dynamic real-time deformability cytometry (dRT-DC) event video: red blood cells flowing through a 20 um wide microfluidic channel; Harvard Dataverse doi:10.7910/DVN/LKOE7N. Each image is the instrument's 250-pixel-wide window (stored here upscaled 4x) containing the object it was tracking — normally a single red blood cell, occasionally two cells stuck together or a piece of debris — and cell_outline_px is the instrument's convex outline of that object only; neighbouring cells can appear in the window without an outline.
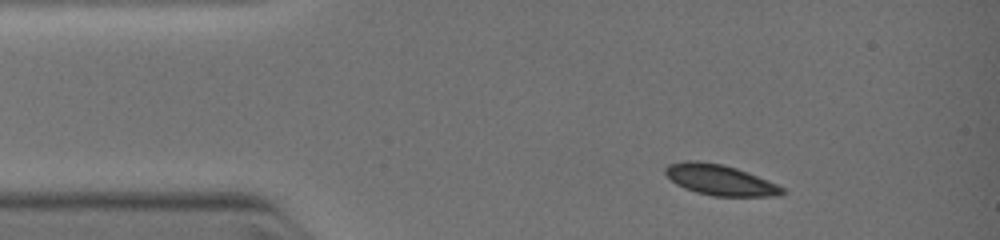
{"species": "common noctule bat (a hibernating species)", "species_latin": "Nyctalus noctula", "temperature_condition": "warm", "stored_images_in_passage": 6, "camera_frame_rate_fps": 3000, "um_per_image_px": 0.085, "animal": {"sex": "female", "body_mass_g": 19.0, "forearm_length_mm": 51.5}, "frame": {"image": 1, "passage_image": 1, "time_ms": 0.0, "image_size_px": [1000, 240], "cell_outline_px": [[784, 192], [780, 196], [712, 196], [696, 192], [684, 188], [676, 184], [664, 172], [664, 168], [668, 164], [720, 164], [736, 168], [748, 172], [768, 180], [784, 188]], "centroid_in_image_um": [61.29, 15.36], "position_along_channel_um": 23.7, "area_um2": 19.94}}
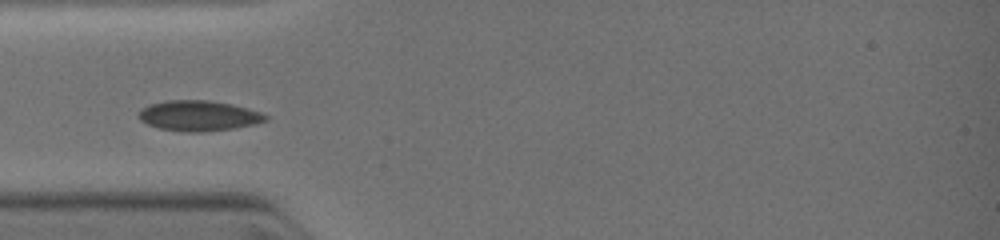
{"frame": {"image": 2, "passage_image": 4, "time_ms": 2.0, "image_size_px": [1000, 240], "cell_outline_px": [[268, 120], [236, 128], [200, 132], [188, 132], [160, 128], [148, 124], [140, 120], [140, 112], [148, 104], [168, 100], [208, 100], [232, 104], [248, 108], [260, 112], [268, 116]], "centroid_in_image_um": [16.91, 9.83], "position_along_channel_um": 68.1, "area_um2": 22.25}}
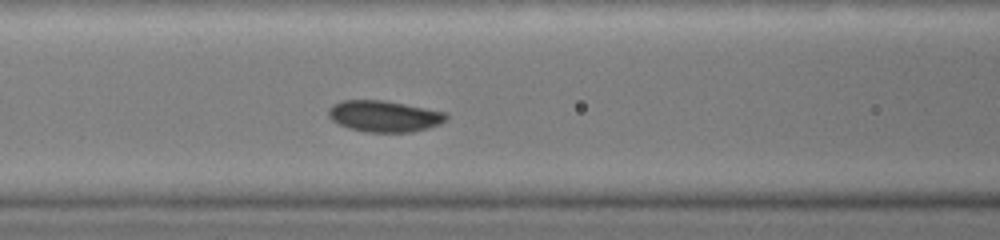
{"frame": {"image": 3, "passage_image": 6, "time_ms": 3.333, "image_size_px": [1000, 240], "cell_outline_px": [[448, 116], [440, 124], [428, 128], [412, 132], [368, 132], [348, 128], [332, 120], [328, 116], [328, 108], [332, 104], [340, 100], [384, 100], [444, 112]], "centroid_in_image_um": [32.61, 9.87], "position_along_channel_um": 134.0, "area_um2": 21.39}}